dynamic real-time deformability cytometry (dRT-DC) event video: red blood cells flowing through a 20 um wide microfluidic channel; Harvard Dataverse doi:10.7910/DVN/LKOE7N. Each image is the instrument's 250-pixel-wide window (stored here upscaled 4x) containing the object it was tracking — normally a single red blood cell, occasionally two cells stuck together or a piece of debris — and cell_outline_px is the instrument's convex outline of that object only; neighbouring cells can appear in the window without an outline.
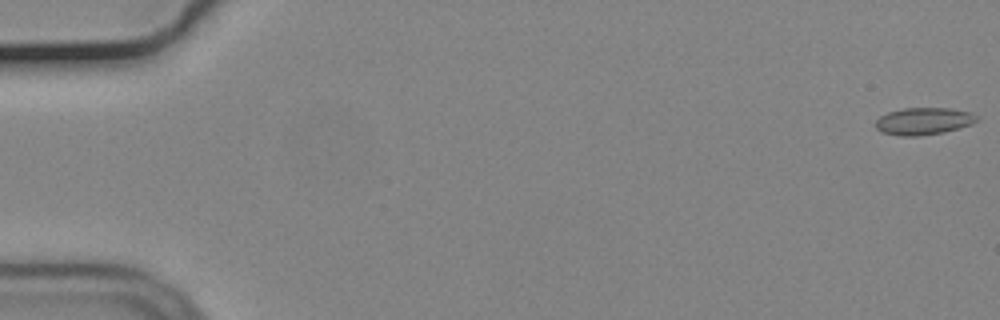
{"species": "common noctule bat (a hibernating species)", "species_latin": "Nyctalus noctula", "temperature_condition": "cold", "stored_images_in_passage": 56, "camera_frame_rate_fps": 3000, "um_per_image_px": 0.085, "animal": {"sex": "male", "body_mass_g": 19.2, "forearm_length_mm": 51.8}, "frame": {"image": 1, "passage_image": 1, "time_ms": 0.0, "image_size_px": [1000, 320], "cell_outline_px": [[980, 120], [972, 124], [960, 128], [944, 132], [920, 136], [900, 136], [880, 132], [876, 128], [876, 120], [880, 116], [888, 112], [904, 108], [948, 108], [972, 112], [980, 116]], "centroid_in_image_um": [78.55, 10.3], "position_along_channel_um": 6.4, "area_um2": 16.3}}
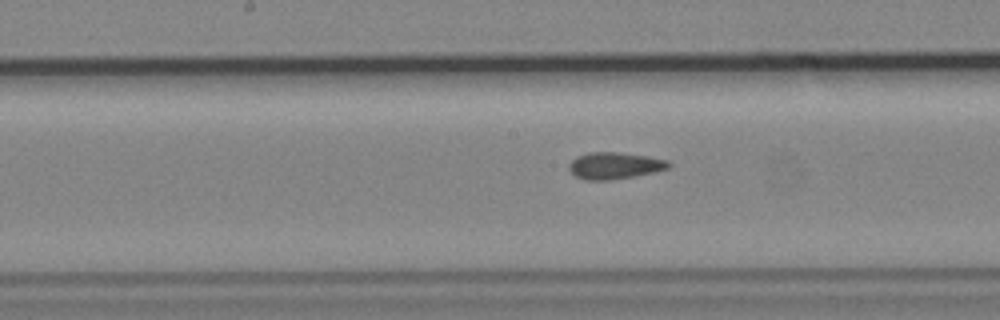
{"frame": {"image": 2, "passage_image": 29, "time_ms": 9.333, "image_size_px": [1000, 320], "cell_outline_px": [[672, 164], [668, 168], [652, 172], [632, 176], [608, 180], [584, 180], [576, 176], [568, 168], [568, 164], [576, 156], [588, 152], [616, 152], [648, 156], [668, 160]], "centroid_in_image_um": [52.21, 14.06], "position_along_channel_um": 196.0, "area_um2": 15.43}}
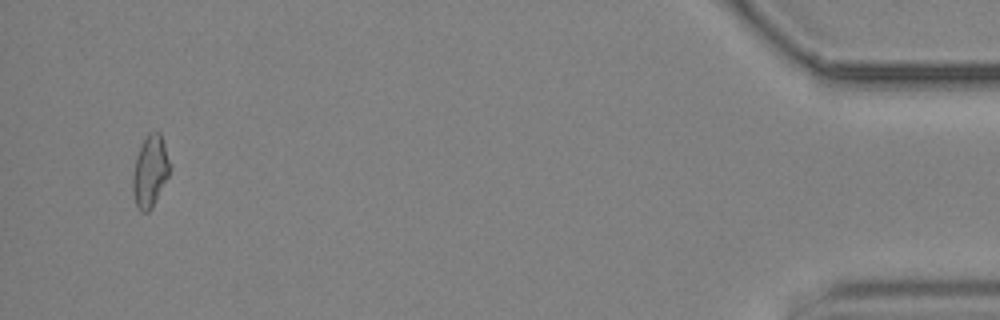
{"frame": {"image": 3, "passage_image": 54, "time_ms": 17.667, "image_size_px": [1000, 320], "cell_outline_px": [[168, 176], [152, 208], [148, 212], [140, 212], [136, 204], [132, 192], [132, 176], [136, 156], [148, 132], [160, 132], [164, 144], [168, 160]], "centroid_in_image_um": [12.72, 14.59], "position_along_channel_um": 422.5, "area_um2": 15.14}, "authors_computed_cell_mechanics": {"area_um2": 15.2592, "velocity_mm_per_s": 3.7049, "shape_relaxation_time_tau1_ms": null, "shape_relaxation_time_tau2_ms": 3.4848, "deformation_change_tau1": null, "deformation_change_tau2": 0.0881}}